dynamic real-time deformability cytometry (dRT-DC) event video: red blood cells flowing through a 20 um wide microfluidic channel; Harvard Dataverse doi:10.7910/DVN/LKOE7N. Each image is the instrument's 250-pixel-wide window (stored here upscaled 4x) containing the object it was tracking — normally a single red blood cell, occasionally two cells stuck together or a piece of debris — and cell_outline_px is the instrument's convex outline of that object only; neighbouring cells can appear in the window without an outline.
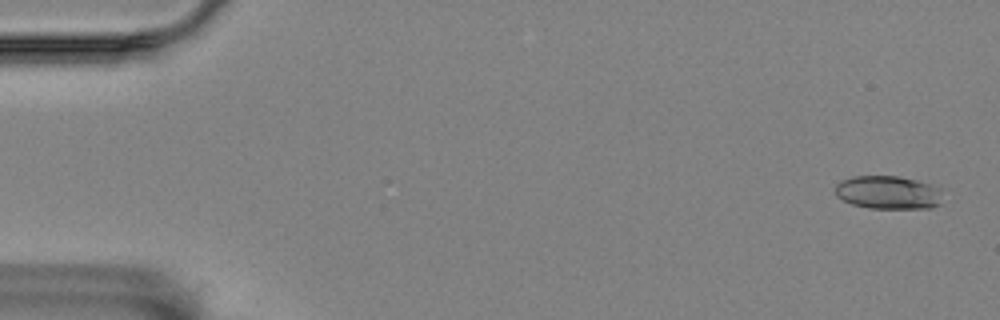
{"species": "Egyptian fruit bat (a non-hibernating species)", "species_latin": "Rousettus aegyptiacus", "temperature_condition": "room temperature", "stored_images_in_passage": 4, "camera_frame_rate_fps": 3000, "um_per_image_px": 0.085, "animal": {"sex": "female"}, "frame": {"image": 1, "passage_image": 1, "time_ms": 0.0, "image_size_px": [1000, 320], "cell_outline_px": [[944, 188], [940, 204], [932, 208], [868, 208], [852, 204], [836, 196], [836, 184], [840, 180], [852, 176], [900, 176], [916, 180]], "centroid_in_image_um": [75.54, 16.35], "position_along_channel_um": 9.5, "area_um2": 21.15}}